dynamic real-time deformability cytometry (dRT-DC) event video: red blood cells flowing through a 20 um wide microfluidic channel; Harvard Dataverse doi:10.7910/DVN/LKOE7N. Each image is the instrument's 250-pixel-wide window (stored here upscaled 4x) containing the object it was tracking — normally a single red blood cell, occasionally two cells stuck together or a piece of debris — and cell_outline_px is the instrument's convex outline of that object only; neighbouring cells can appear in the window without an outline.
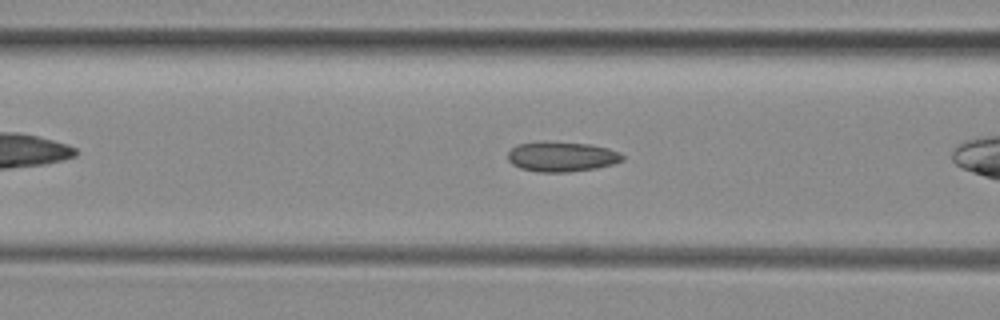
{"species": "common noctule bat (a hibernating species)", "species_latin": "Nyctalus noctula", "temperature_condition": "room temperature", "stored_images_in_passage": 17, "camera_frame_rate_fps": 3000, "um_per_image_px": 0.085, "animal": {"sex": "female", "body_mass_g": 29.2, "forearm_length_mm": 56.3}, "frame": {"image": 1, "passage_image": 12, "time_ms": 3.667, "image_size_px": [1000, 320], "cell_outline_px": [[624, 160], [612, 164], [596, 168], [568, 172], [536, 172], [520, 168], [512, 164], [508, 160], [508, 152], [516, 144], [592, 144], [608, 148], [620, 152], [624, 156]], "centroid_in_image_um": [47.78, 13.36], "position_along_channel_um": 118.8, "area_um2": 19.36}}
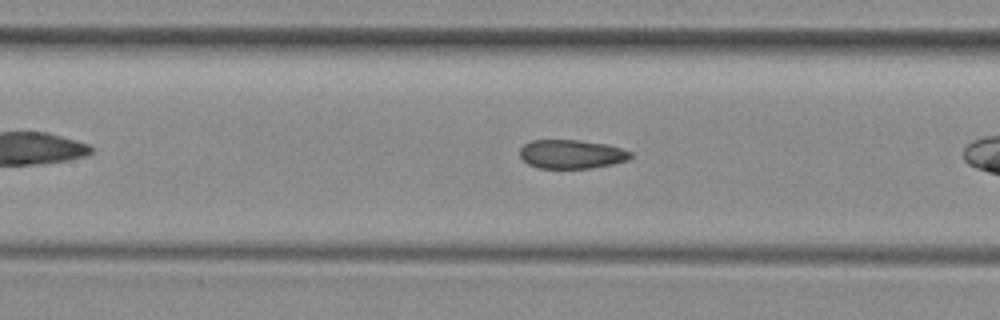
{"frame": {"image": 2, "passage_image": 15, "time_ms": 4.667, "image_size_px": [1000, 320], "cell_outline_px": [[632, 156], [628, 160], [612, 164], [592, 168], [536, 168], [528, 164], [520, 156], [520, 148], [524, 144], [532, 140], [580, 140], [608, 144], [632, 152]], "centroid_in_image_um": [48.58, 13.1], "position_along_channel_um": 158.8, "area_um2": 18.73}}